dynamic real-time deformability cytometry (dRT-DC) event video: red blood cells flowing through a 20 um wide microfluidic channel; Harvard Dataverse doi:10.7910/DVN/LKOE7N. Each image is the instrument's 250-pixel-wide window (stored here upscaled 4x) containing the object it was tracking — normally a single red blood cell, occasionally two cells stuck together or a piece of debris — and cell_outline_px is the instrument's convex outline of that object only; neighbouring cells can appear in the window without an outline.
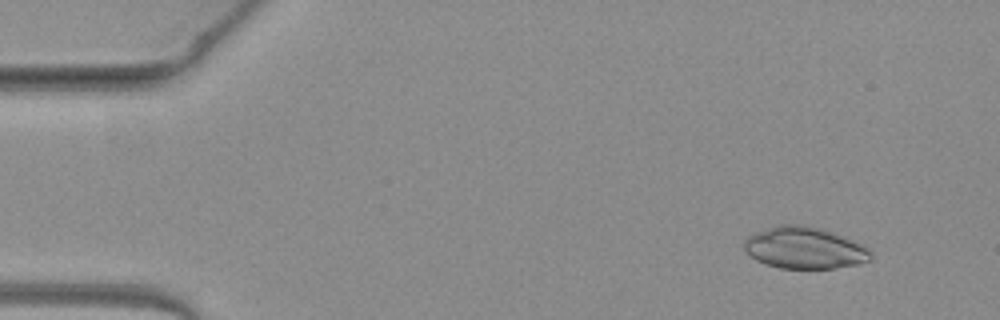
{"species": "common noctule bat (a hibernating species)", "species_latin": "Nyctalus noctula", "temperature_condition": "warm", "stored_images_in_passage": 51, "camera_frame_rate_fps": 3000, "um_per_image_px": 0.085, "animal": {"sex": "female", "body_mass_g": 19.3, "forearm_length_mm": 54.1}, "frame": {"image": 1, "passage_image": 4, "time_ms": 1.0, "image_size_px": [1000, 320], "cell_outline_px": [[872, 260], [856, 264], [836, 268], [780, 268], [764, 264], [756, 260], [744, 248], [744, 240], [748, 236], [756, 232], [776, 224], [804, 224], [824, 228], [852, 240], [868, 248], [872, 252]], "centroid_in_image_um": [68.39, 21.05], "position_along_channel_um": 16.6, "area_um2": 30.98}}
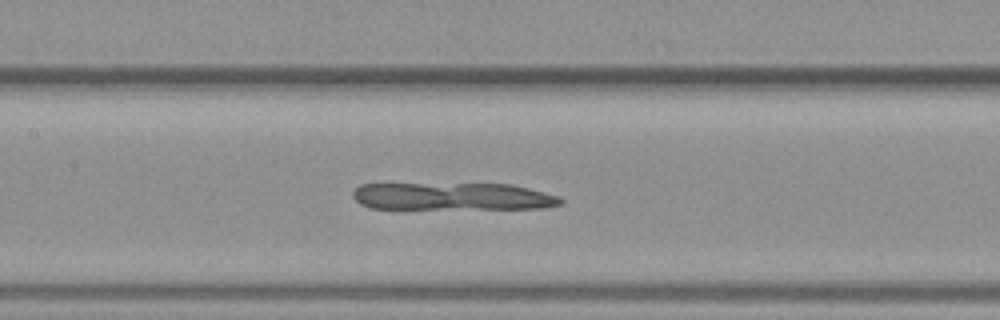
{"frame": {"image": 2, "passage_image": 23, "time_ms": 7.333, "image_size_px": [1000, 320], "cell_outline_px": [[564, 204], [544, 208], [368, 208], [360, 204], [352, 196], [352, 192], [360, 184], [512, 184], [560, 196], [564, 200]], "centroid_in_image_um": [38.5, 16.69], "position_along_channel_um": 168.9, "area_um2": 33.18}}